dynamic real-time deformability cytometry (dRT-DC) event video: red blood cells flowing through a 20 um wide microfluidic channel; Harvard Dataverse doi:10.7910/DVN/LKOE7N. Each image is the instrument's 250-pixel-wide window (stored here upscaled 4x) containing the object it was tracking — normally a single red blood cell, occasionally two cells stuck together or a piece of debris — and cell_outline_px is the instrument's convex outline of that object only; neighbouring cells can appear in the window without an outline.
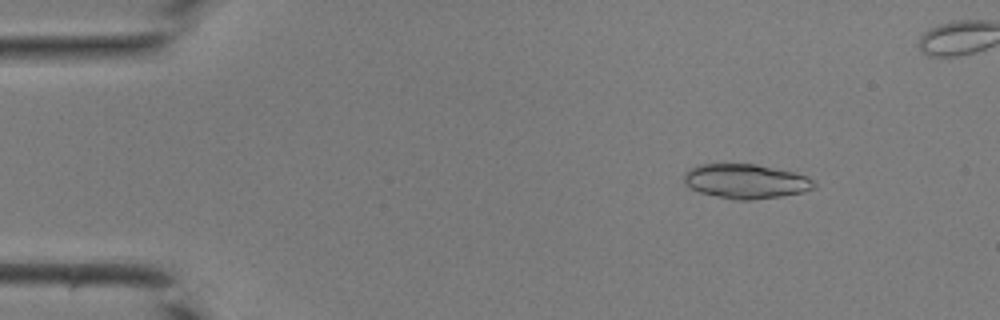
{"species": "common noctule bat (a hibernating species)", "species_latin": "Nyctalus noctula", "temperature_condition": "room temperature", "stored_images_in_passage": 43, "camera_frame_rate_fps": 3000, "um_per_image_px": 0.085, "animal": {"sex": "male", "body_mass_g": 19.0, "forearm_length_mm": 50.8}, "frame": {"image": 1, "passage_image": 6, "time_ms": 1.667, "image_size_px": [1000, 320], "cell_outline_px": [[816, 188], [804, 192], [780, 196], [748, 200], [736, 200], [700, 192], [684, 184], [684, 172], [688, 168], [696, 164], [756, 164], [792, 172], [808, 176], [816, 184]], "centroid_in_image_um": [63.38, 15.4], "position_along_channel_um": 21.6, "area_um2": 26.13}}
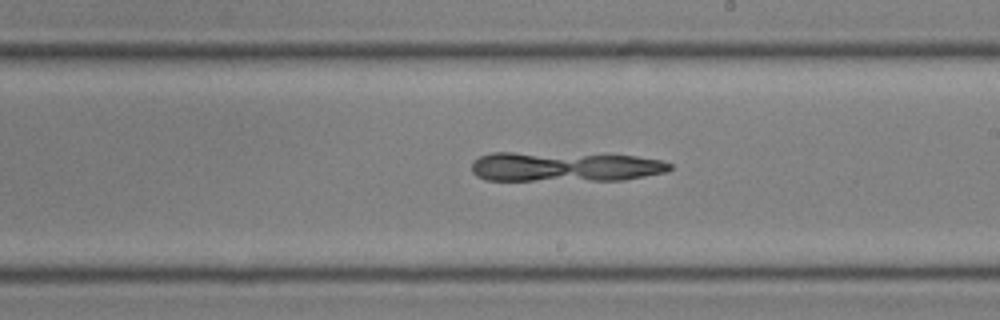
{"frame": {"image": 2, "passage_image": 25, "time_ms": 8.0, "image_size_px": [1000, 320], "cell_outline_px": [[672, 168], [668, 172], [624, 180], [484, 180], [476, 176], [472, 172], [472, 160], [480, 156], [492, 152], [512, 152], [636, 156], [660, 160], [672, 164]], "centroid_in_image_um": [47.98, 14.18], "position_along_channel_um": 241.0, "area_um2": 34.39}}
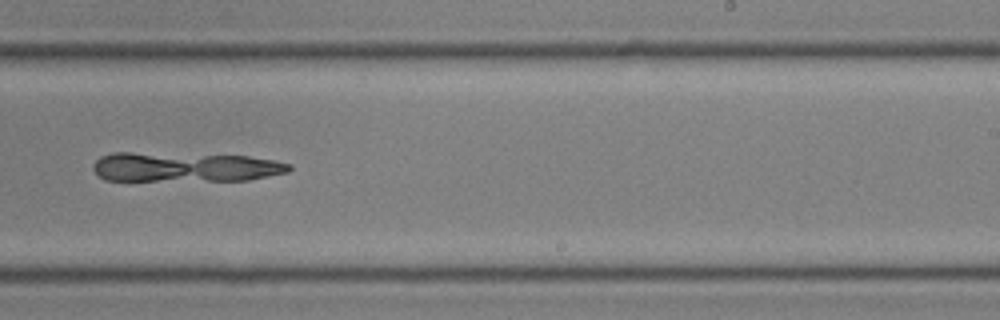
{"frame": {"image": 3, "passage_image": 27, "time_ms": 8.667, "image_size_px": [1000, 320], "cell_outline_px": [[292, 168], [288, 172], [248, 180], [104, 180], [92, 168], [92, 164], [100, 156], [112, 152], [132, 152], [248, 156], [276, 160], [292, 164]], "centroid_in_image_um": [15.72, 14.19], "position_along_channel_um": 273.3, "area_um2": 33.81}}